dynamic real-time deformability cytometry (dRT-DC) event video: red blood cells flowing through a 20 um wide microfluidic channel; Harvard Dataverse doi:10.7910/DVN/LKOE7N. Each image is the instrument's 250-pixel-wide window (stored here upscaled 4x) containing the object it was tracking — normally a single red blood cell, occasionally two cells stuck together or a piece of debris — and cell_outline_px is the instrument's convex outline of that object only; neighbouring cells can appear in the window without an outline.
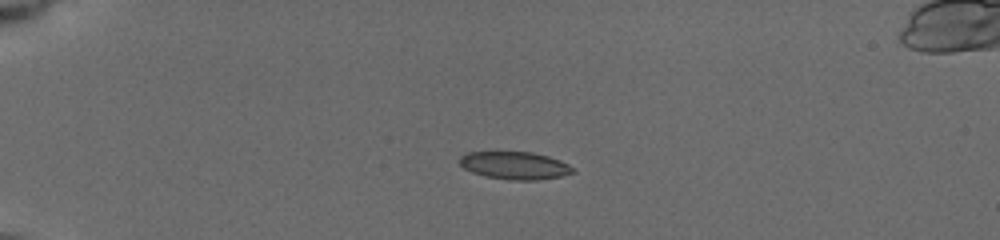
{"species": "common noctule bat (a hibernating species)", "species_latin": "Nyctalus noctula", "temperature_condition": "cold", "stored_images_in_passage": 24, "camera_frame_rate_fps": 3000, "um_per_image_px": 0.085, "animal": {"sex": "female", "body_mass_g": 19.5, "forearm_length_mm": 54.1}, "frame": {"image": 1, "passage_image": 6, "time_ms": 2.667, "image_size_px": [1000, 240], "cell_outline_px": [[576, 172], [560, 176], [536, 180], [508, 180], [484, 176], [472, 172], [464, 168], [460, 164], [460, 156], [468, 152], [532, 152], [548, 156], [560, 160], [568, 164]], "centroid_in_image_um": [43.75, 14.07], "position_along_channel_um": 41.3, "area_um2": 18.21}}
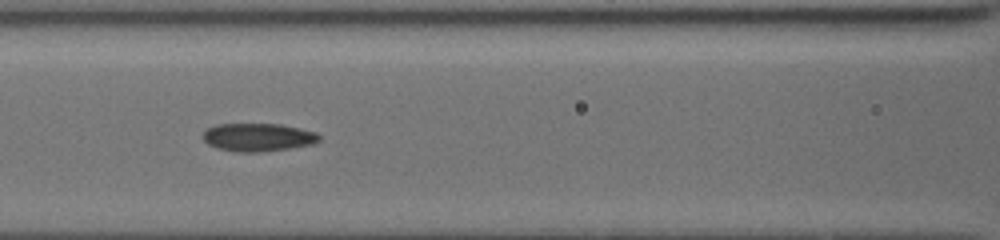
{"frame": {"image": 2, "passage_image": 14, "time_ms": 6.667, "image_size_px": [1000, 240], "cell_outline_px": [[320, 140], [316, 144], [260, 152], [236, 152], [216, 148], [208, 144], [204, 140], [204, 132], [208, 128], [216, 124], [280, 124], [316, 132], [320, 136]], "centroid_in_image_um": [21.95, 11.67], "position_along_channel_um": 144.7, "area_um2": 19.02}}
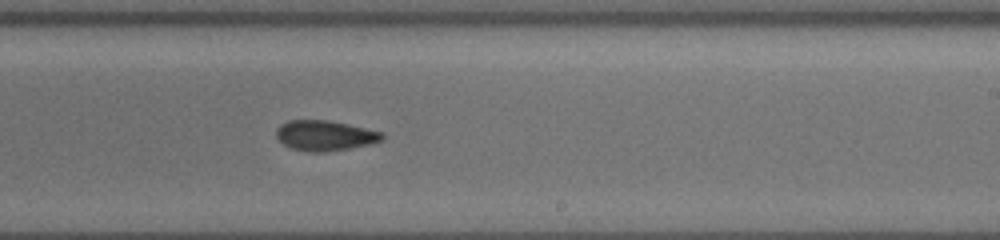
{"frame": {"image": 3, "passage_image": 24, "time_ms": 9.667, "image_size_px": [1000, 240], "cell_outline_px": [[384, 136], [380, 140], [368, 144], [348, 148], [324, 152], [308, 152], [292, 148], [284, 144], [276, 136], [276, 128], [280, 124], [288, 120], [328, 120], [380, 132]], "centroid_in_image_um": [27.53, 11.52], "position_along_channel_um": 261.5, "area_um2": 18.26}}